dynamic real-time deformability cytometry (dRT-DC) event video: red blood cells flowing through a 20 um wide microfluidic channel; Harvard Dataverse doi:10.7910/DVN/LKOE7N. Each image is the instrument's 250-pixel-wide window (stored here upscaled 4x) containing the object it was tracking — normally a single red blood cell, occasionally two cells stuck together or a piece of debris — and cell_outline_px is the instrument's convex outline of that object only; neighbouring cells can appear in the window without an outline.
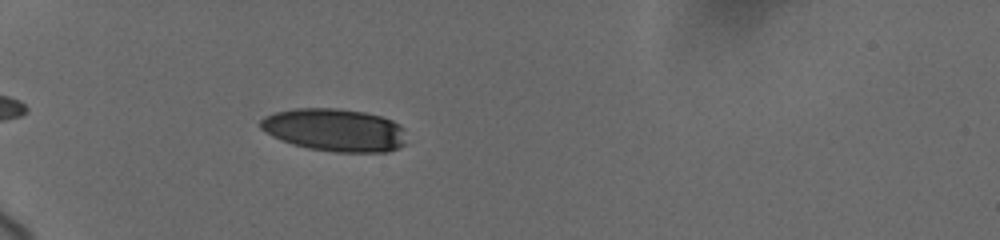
{"species": "human", "species_latin": "Homo sapiens", "temperature_condition": "cold", "stored_images_in_passage": 10, "camera_frame_rate_fps": 3000, "um_per_image_px": 0.085, "donor": {"sex": "female"}, "frame": {"image": 1, "passage_image": 3, "time_ms": 1.333, "image_size_px": [1000, 240], "cell_outline_px": [[408, 144], [400, 148], [388, 152], [336, 152], [308, 148], [292, 144], [272, 136], [260, 128], [260, 120], [264, 116], [276, 112], [296, 108], [336, 108], [364, 112], [380, 116], [392, 120], [400, 124], [404, 128]], "centroid_in_image_um": [28.51, 11.06], "position_along_channel_um": 56.5, "area_um2": 36.76}}
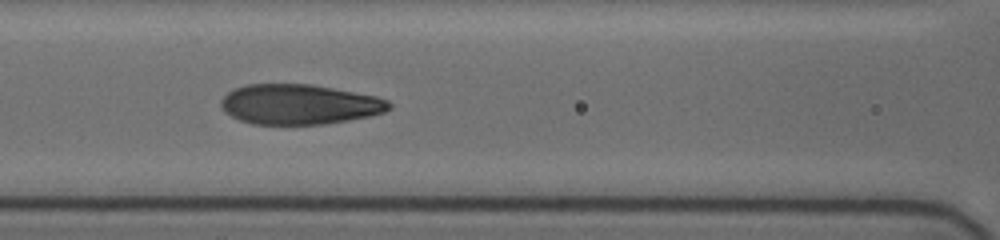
{"frame": {"image": 2, "passage_image": 8, "time_ms": 4.333, "image_size_px": [1000, 240], "cell_outline_px": [[392, 108], [384, 112], [368, 116], [348, 120], [324, 124], [252, 124], [240, 120], [224, 112], [220, 104], [220, 100], [228, 92], [244, 84], [312, 84], [376, 96], [388, 100], [392, 104]], "centroid_in_image_um": [25.43, 8.86], "position_along_channel_um": 141.2, "area_um2": 39.3}}
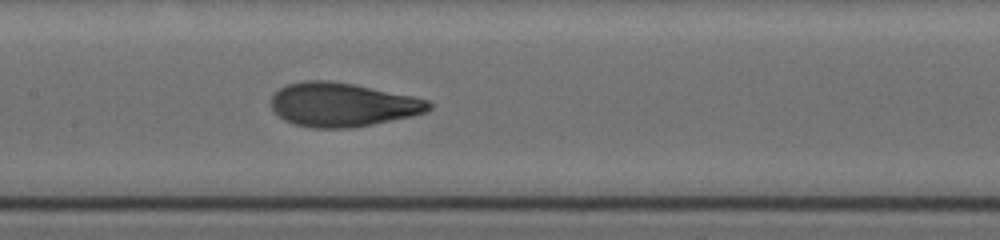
{"frame": {"image": 3, "passage_image": 10, "time_ms": 5.333, "image_size_px": [1000, 240], "cell_outline_px": [[432, 108], [428, 112], [412, 116], [352, 128], [312, 128], [296, 124], [284, 120], [272, 108], [272, 96], [280, 88], [288, 84], [304, 80], [328, 80], [352, 84], [412, 96], [428, 100], [432, 104]], "centroid_in_image_um": [29.13, 8.9], "position_along_channel_um": 178.3, "area_um2": 40.11}}